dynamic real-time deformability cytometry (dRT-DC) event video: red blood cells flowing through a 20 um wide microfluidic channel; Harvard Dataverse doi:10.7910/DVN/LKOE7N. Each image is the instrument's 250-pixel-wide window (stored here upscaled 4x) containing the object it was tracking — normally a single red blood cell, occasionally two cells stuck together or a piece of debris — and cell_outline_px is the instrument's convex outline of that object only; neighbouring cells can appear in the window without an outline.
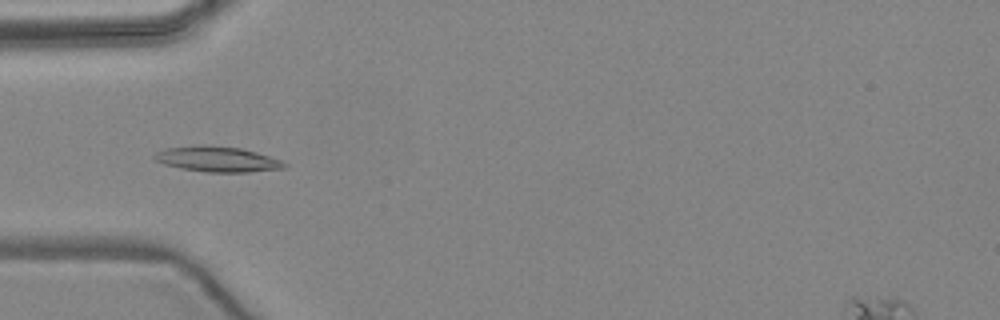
{"species": "common noctule bat (a hibernating species)", "species_latin": "Nyctalus noctula", "temperature_condition": "warm", "stored_images_in_passage": 4, "camera_frame_rate_fps": 3000, "um_per_image_px": 0.085, "animal": {"sex": "female", "body_mass_g": 24.6, "forearm_length_mm": 56.2}, "frame": {"image": 1, "passage_image": 4, "time_ms": 5.333, "image_size_px": [1000, 320], "cell_outline_px": [[288, 168], [248, 172], [204, 172], [180, 168], [164, 164], [156, 160], [152, 156], [156, 152], [168, 148], [200, 144], [204, 144], [240, 148], [256, 152], [284, 160], [288, 164]], "centroid_in_image_um": [18.53, 13.53], "position_along_channel_um": 66.5, "area_um2": 19.48}}